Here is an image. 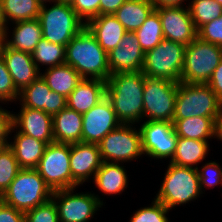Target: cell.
<instances>
[{"label": "cell", "mask_w": 222, "mask_h": 222, "mask_svg": "<svg viewBox=\"0 0 222 222\" xmlns=\"http://www.w3.org/2000/svg\"><path fill=\"white\" fill-rule=\"evenodd\" d=\"M207 84L222 102V61L214 69L212 76Z\"/></svg>", "instance_id": "44"}, {"label": "cell", "mask_w": 222, "mask_h": 222, "mask_svg": "<svg viewBox=\"0 0 222 222\" xmlns=\"http://www.w3.org/2000/svg\"><path fill=\"white\" fill-rule=\"evenodd\" d=\"M178 83L145 76L143 119L173 122Z\"/></svg>", "instance_id": "10"}, {"label": "cell", "mask_w": 222, "mask_h": 222, "mask_svg": "<svg viewBox=\"0 0 222 222\" xmlns=\"http://www.w3.org/2000/svg\"><path fill=\"white\" fill-rule=\"evenodd\" d=\"M70 5L85 23L100 15V0H74Z\"/></svg>", "instance_id": "41"}, {"label": "cell", "mask_w": 222, "mask_h": 222, "mask_svg": "<svg viewBox=\"0 0 222 222\" xmlns=\"http://www.w3.org/2000/svg\"><path fill=\"white\" fill-rule=\"evenodd\" d=\"M209 146V141L194 140L178 136L175 154L169 162L178 166L198 169L197 164L202 162L209 154Z\"/></svg>", "instance_id": "28"}, {"label": "cell", "mask_w": 222, "mask_h": 222, "mask_svg": "<svg viewBox=\"0 0 222 222\" xmlns=\"http://www.w3.org/2000/svg\"><path fill=\"white\" fill-rule=\"evenodd\" d=\"M217 1L220 5H222V0H215Z\"/></svg>", "instance_id": "52"}, {"label": "cell", "mask_w": 222, "mask_h": 222, "mask_svg": "<svg viewBox=\"0 0 222 222\" xmlns=\"http://www.w3.org/2000/svg\"><path fill=\"white\" fill-rule=\"evenodd\" d=\"M20 112L12 113L13 128L22 134L41 140L46 144L54 142L52 116L43 110L21 106Z\"/></svg>", "instance_id": "18"}, {"label": "cell", "mask_w": 222, "mask_h": 222, "mask_svg": "<svg viewBox=\"0 0 222 222\" xmlns=\"http://www.w3.org/2000/svg\"><path fill=\"white\" fill-rule=\"evenodd\" d=\"M25 222H59L58 209L54 200L51 198L25 212Z\"/></svg>", "instance_id": "37"}, {"label": "cell", "mask_w": 222, "mask_h": 222, "mask_svg": "<svg viewBox=\"0 0 222 222\" xmlns=\"http://www.w3.org/2000/svg\"><path fill=\"white\" fill-rule=\"evenodd\" d=\"M82 120V142L94 144H98L110 131L121 124L106 96L83 114Z\"/></svg>", "instance_id": "15"}, {"label": "cell", "mask_w": 222, "mask_h": 222, "mask_svg": "<svg viewBox=\"0 0 222 222\" xmlns=\"http://www.w3.org/2000/svg\"><path fill=\"white\" fill-rule=\"evenodd\" d=\"M197 37L202 41L222 47V15L201 26L197 30Z\"/></svg>", "instance_id": "40"}, {"label": "cell", "mask_w": 222, "mask_h": 222, "mask_svg": "<svg viewBox=\"0 0 222 222\" xmlns=\"http://www.w3.org/2000/svg\"><path fill=\"white\" fill-rule=\"evenodd\" d=\"M38 20L43 39L62 46H66L86 27V23L67 3L54 2L50 8L42 5Z\"/></svg>", "instance_id": "5"}, {"label": "cell", "mask_w": 222, "mask_h": 222, "mask_svg": "<svg viewBox=\"0 0 222 222\" xmlns=\"http://www.w3.org/2000/svg\"><path fill=\"white\" fill-rule=\"evenodd\" d=\"M143 72H117L106 81V97L121 124L141 123L143 118Z\"/></svg>", "instance_id": "1"}, {"label": "cell", "mask_w": 222, "mask_h": 222, "mask_svg": "<svg viewBox=\"0 0 222 222\" xmlns=\"http://www.w3.org/2000/svg\"><path fill=\"white\" fill-rule=\"evenodd\" d=\"M3 45H4V33L0 30V58Z\"/></svg>", "instance_id": "49"}, {"label": "cell", "mask_w": 222, "mask_h": 222, "mask_svg": "<svg viewBox=\"0 0 222 222\" xmlns=\"http://www.w3.org/2000/svg\"><path fill=\"white\" fill-rule=\"evenodd\" d=\"M18 101L21 106L43 110L51 116L67 106V98L52 91L41 76L20 91Z\"/></svg>", "instance_id": "16"}, {"label": "cell", "mask_w": 222, "mask_h": 222, "mask_svg": "<svg viewBox=\"0 0 222 222\" xmlns=\"http://www.w3.org/2000/svg\"><path fill=\"white\" fill-rule=\"evenodd\" d=\"M65 63L83 78L107 81L111 75L108 53L86 27L66 45Z\"/></svg>", "instance_id": "2"}, {"label": "cell", "mask_w": 222, "mask_h": 222, "mask_svg": "<svg viewBox=\"0 0 222 222\" xmlns=\"http://www.w3.org/2000/svg\"><path fill=\"white\" fill-rule=\"evenodd\" d=\"M86 28L107 53L120 45L127 32L113 14L93 17L86 22Z\"/></svg>", "instance_id": "21"}, {"label": "cell", "mask_w": 222, "mask_h": 222, "mask_svg": "<svg viewBox=\"0 0 222 222\" xmlns=\"http://www.w3.org/2000/svg\"><path fill=\"white\" fill-rule=\"evenodd\" d=\"M134 33L144 53L155 48L164 39L158 12L154 9Z\"/></svg>", "instance_id": "32"}, {"label": "cell", "mask_w": 222, "mask_h": 222, "mask_svg": "<svg viewBox=\"0 0 222 222\" xmlns=\"http://www.w3.org/2000/svg\"><path fill=\"white\" fill-rule=\"evenodd\" d=\"M0 222H25V213L0 200Z\"/></svg>", "instance_id": "43"}, {"label": "cell", "mask_w": 222, "mask_h": 222, "mask_svg": "<svg viewBox=\"0 0 222 222\" xmlns=\"http://www.w3.org/2000/svg\"><path fill=\"white\" fill-rule=\"evenodd\" d=\"M155 10L160 16L164 39L188 46L196 37L188 6H159Z\"/></svg>", "instance_id": "14"}, {"label": "cell", "mask_w": 222, "mask_h": 222, "mask_svg": "<svg viewBox=\"0 0 222 222\" xmlns=\"http://www.w3.org/2000/svg\"><path fill=\"white\" fill-rule=\"evenodd\" d=\"M174 131L179 137L208 141L214 139L215 119L211 117H190L173 119Z\"/></svg>", "instance_id": "30"}, {"label": "cell", "mask_w": 222, "mask_h": 222, "mask_svg": "<svg viewBox=\"0 0 222 222\" xmlns=\"http://www.w3.org/2000/svg\"><path fill=\"white\" fill-rule=\"evenodd\" d=\"M75 189H60L52 193L59 222H89L103 206L99 195L91 192L75 193Z\"/></svg>", "instance_id": "12"}, {"label": "cell", "mask_w": 222, "mask_h": 222, "mask_svg": "<svg viewBox=\"0 0 222 222\" xmlns=\"http://www.w3.org/2000/svg\"><path fill=\"white\" fill-rule=\"evenodd\" d=\"M221 61L222 47L196 37L186 46L181 82L207 84Z\"/></svg>", "instance_id": "8"}, {"label": "cell", "mask_w": 222, "mask_h": 222, "mask_svg": "<svg viewBox=\"0 0 222 222\" xmlns=\"http://www.w3.org/2000/svg\"><path fill=\"white\" fill-rule=\"evenodd\" d=\"M2 6L6 25H8L38 19L42 5L37 0H2Z\"/></svg>", "instance_id": "31"}, {"label": "cell", "mask_w": 222, "mask_h": 222, "mask_svg": "<svg viewBox=\"0 0 222 222\" xmlns=\"http://www.w3.org/2000/svg\"><path fill=\"white\" fill-rule=\"evenodd\" d=\"M205 163L206 164H204V166L202 165L201 169L200 167L197 169L202 194H204V188H214L218 184L222 186V168L219 163L215 161Z\"/></svg>", "instance_id": "38"}, {"label": "cell", "mask_w": 222, "mask_h": 222, "mask_svg": "<svg viewBox=\"0 0 222 222\" xmlns=\"http://www.w3.org/2000/svg\"><path fill=\"white\" fill-rule=\"evenodd\" d=\"M169 212V209L154 198L150 206L135 211L129 222H170L166 216Z\"/></svg>", "instance_id": "36"}, {"label": "cell", "mask_w": 222, "mask_h": 222, "mask_svg": "<svg viewBox=\"0 0 222 222\" xmlns=\"http://www.w3.org/2000/svg\"><path fill=\"white\" fill-rule=\"evenodd\" d=\"M13 32L10 33L9 27L6 26L4 31V43L12 49L32 53L38 42L43 38L41 24L38 19L15 22Z\"/></svg>", "instance_id": "23"}, {"label": "cell", "mask_w": 222, "mask_h": 222, "mask_svg": "<svg viewBox=\"0 0 222 222\" xmlns=\"http://www.w3.org/2000/svg\"><path fill=\"white\" fill-rule=\"evenodd\" d=\"M40 76L52 91L66 98L83 79L72 66L66 63L46 68L44 73L40 72Z\"/></svg>", "instance_id": "27"}, {"label": "cell", "mask_w": 222, "mask_h": 222, "mask_svg": "<svg viewBox=\"0 0 222 222\" xmlns=\"http://www.w3.org/2000/svg\"><path fill=\"white\" fill-rule=\"evenodd\" d=\"M32 59L40 71V64L47 68L58 66L65 63L66 46L51 43L48 40L41 39L36 48L31 53Z\"/></svg>", "instance_id": "33"}, {"label": "cell", "mask_w": 222, "mask_h": 222, "mask_svg": "<svg viewBox=\"0 0 222 222\" xmlns=\"http://www.w3.org/2000/svg\"><path fill=\"white\" fill-rule=\"evenodd\" d=\"M1 57L19 91L40 76L41 71L38 70L31 53L9 48L4 43Z\"/></svg>", "instance_id": "20"}, {"label": "cell", "mask_w": 222, "mask_h": 222, "mask_svg": "<svg viewBox=\"0 0 222 222\" xmlns=\"http://www.w3.org/2000/svg\"><path fill=\"white\" fill-rule=\"evenodd\" d=\"M142 151L151 159L171 161L177 147V134L173 123L167 121H144L140 124Z\"/></svg>", "instance_id": "13"}, {"label": "cell", "mask_w": 222, "mask_h": 222, "mask_svg": "<svg viewBox=\"0 0 222 222\" xmlns=\"http://www.w3.org/2000/svg\"><path fill=\"white\" fill-rule=\"evenodd\" d=\"M127 0H100V15L114 14Z\"/></svg>", "instance_id": "45"}, {"label": "cell", "mask_w": 222, "mask_h": 222, "mask_svg": "<svg viewBox=\"0 0 222 222\" xmlns=\"http://www.w3.org/2000/svg\"><path fill=\"white\" fill-rule=\"evenodd\" d=\"M185 49L181 43L163 39L145 53L141 72L149 78L181 82Z\"/></svg>", "instance_id": "7"}, {"label": "cell", "mask_w": 222, "mask_h": 222, "mask_svg": "<svg viewBox=\"0 0 222 222\" xmlns=\"http://www.w3.org/2000/svg\"><path fill=\"white\" fill-rule=\"evenodd\" d=\"M154 4L155 7H159V6H182L185 4L184 1L187 0H151ZM183 2V3H182Z\"/></svg>", "instance_id": "46"}, {"label": "cell", "mask_w": 222, "mask_h": 222, "mask_svg": "<svg viewBox=\"0 0 222 222\" xmlns=\"http://www.w3.org/2000/svg\"><path fill=\"white\" fill-rule=\"evenodd\" d=\"M98 146L103 162L125 163L143 156L141 132L133 124H120Z\"/></svg>", "instance_id": "11"}, {"label": "cell", "mask_w": 222, "mask_h": 222, "mask_svg": "<svg viewBox=\"0 0 222 222\" xmlns=\"http://www.w3.org/2000/svg\"><path fill=\"white\" fill-rule=\"evenodd\" d=\"M160 190L155 199L167 209L195 201L201 196L199 174L196 168L168 164ZM200 195V196H199Z\"/></svg>", "instance_id": "4"}, {"label": "cell", "mask_w": 222, "mask_h": 222, "mask_svg": "<svg viewBox=\"0 0 222 222\" xmlns=\"http://www.w3.org/2000/svg\"><path fill=\"white\" fill-rule=\"evenodd\" d=\"M214 138L222 141V112L215 119Z\"/></svg>", "instance_id": "47"}, {"label": "cell", "mask_w": 222, "mask_h": 222, "mask_svg": "<svg viewBox=\"0 0 222 222\" xmlns=\"http://www.w3.org/2000/svg\"><path fill=\"white\" fill-rule=\"evenodd\" d=\"M106 96V81L83 78L67 97V107L85 114Z\"/></svg>", "instance_id": "22"}, {"label": "cell", "mask_w": 222, "mask_h": 222, "mask_svg": "<svg viewBox=\"0 0 222 222\" xmlns=\"http://www.w3.org/2000/svg\"><path fill=\"white\" fill-rule=\"evenodd\" d=\"M122 163L103 162L96 171L93 182L104 195H119L128 187L127 171Z\"/></svg>", "instance_id": "26"}, {"label": "cell", "mask_w": 222, "mask_h": 222, "mask_svg": "<svg viewBox=\"0 0 222 222\" xmlns=\"http://www.w3.org/2000/svg\"><path fill=\"white\" fill-rule=\"evenodd\" d=\"M41 5H45L47 2L54 3L57 2V0H37Z\"/></svg>", "instance_id": "50"}, {"label": "cell", "mask_w": 222, "mask_h": 222, "mask_svg": "<svg viewBox=\"0 0 222 222\" xmlns=\"http://www.w3.org/2000/svg\"><path fill=\"white\" fill-rule=\"evenodd\" d=\"M222 112V102L208 84L178 83L173 119L211 117L216 119Z\"/></svg>", "instance_id": "6"}, {"label": "cell", "mask_w": 222, "mask_h": 222, "mask_svg": "<svg viewBox=\"0 0 222 222\" xmlns=\"http://www.w3.org/2000/svg\"><path fill=\"white\" fill-rule=\"evenodd\" d=\"M35 169L52 191L80 186L71 175L70 144H47Z\"/></svg>", "instance_id": "9"}, {"label": "cell", "mask_w": 222, "mask_h": 222, "mask_svg": "<svg viewBox=\"0 0 222 222\" xmlns=\"http://www.w3.org/2000/svg\"><path fill=\"white\" fill-rule=\"evenodd\" d=\"M145 53L137 35L126 32L120 45L108 53V64L111 74L117 72H141Z\"/></svg>", "instance_id": "17"}, {"label": "cell", "mask_w": 222, "mask_h": 222, "mask_svg": "<svg viewBox=\"0 0 222 222\" xmlns=\"http://www.w3.org/2000/svg\"><path fill=\"white\" fill-rule=\"evenodd\" d=\"M102 163L98 144L85 142L70 144L71 175L80 186L94 178Z\"/></svg>", "instance_id": "19"}, {"label": "cell", "mask_w": 222, "mask_h": 222, "mask_svg": "<svg viewBox=\"0 0 222 222\" xmlns=\"http://www.w3.org/2000/svg\"><path fill=\"white\" fill-rule=\"evenodd\" d=\"M52 123L54 142L64 144L82 142V114L66 106L52 116Z\"/></svg>", "instance_id": "24"}, {"label": "cell", "mask_w": 222, "mask_h": 222, "mask_svg": "<svg viewBox=\"0 0 222 222\" xmlns=\"http://www.w3.org/2000/svg\"><path fill=\"white\" fill-rule=\"evenodd\" d=\"M20 91L16 88L13 79L2 57L0 58V103L18 101ZM5 102V103H4Z\"/></svg>", "instance_id": "39"}, {"label": "cell", "mask_w": 222, "mask_h": 222, "mask_svg": "<svg viewBox=\"0 0 222 222\" xmlns=\"http://www.w3.org/2000/svg\"><path fill=\"white\" fill-rule=\"evenodd\" d=\"M6 20L3 14L2 0H0V30L4 33L6 29Z\"/></svg>", "instance_id": "48"}, {"label": "cell", "mask_w": 222, "mask_h": 222, "mask_svg": "<svg viewBox=\"0 0 222 222\" xmlns=\"http://www.w3.org/2000/svg\"><path fill=\"white\" fill-rule=\"evenodd\" d=\"M154 9L151 0H127L113 15L126 31L135 32Z\"/></svg>", "instance_id": "29"}, {"label": "cell", "mask_w": 222, "mask_h": 222, "mask_svg": "<svg viewBox=\"0 0 222 222\" xmlns=\"http://www.w3.org/2000/svg\"><path fill=\"white\" fill-rule=\"evenodd\" d=\"M188 8L196 30L222 15V5L215 0H191Z\"/></svg>", "instance_id": "34"}, {"label": "cell", "mask_w": 222, "mask_h": 222, "mask_svg": "<svg viewBox=\"0 0 222 222\" xmlns=\"http://www.w3.org/2000/svg\"><path fill=\"white\" fill-rule=\"evenodd\" d=\"M74 0H57V2L59 3H67V4H71Z\"/></svg>", "instance_id": "51"}, {"label": "cell", "mask_w": 222, "mask_h": 222, "mask_svg": "<svg viewBox=\"0 0 222 222\" xmlns=\"http://www.w3.org/2000/svg\"><path fill=\"white\" fill-rule=\"evenodd\" d=\"M14 131L13 142L9 141L8 146L12 149L19 167L26 169L36 168L47 144L41 140L22 134L13 127L11 129V136Z\"/></svg>", "instance_id": "25"}, {"label": "cell", "mask_w": 222, "mask_h": 222, "mask_svg": "<svg viewBox=\"0 0 222 222\" xmlns=\"http://www.w3.org/2000/svg\"><path fill=\"white\" fill-rule=\"evenodd\" d=\"M21 168L12 149L7 145L0 148V196L9 187Z\"/></svg>", "instance_id": "35"}, {"label": "cell", "mask_w": 222, "mask_h": 222, "mask_svg": "<svg viewBox=\"0 0 222 222\" xmlns=\"http://www.w3.org/2000/svg\"><path fill=\"white\" fill-rule=\"evenodd\" d=\"M52 193L35 168H21L0 200L25 213L49 201Z\"/></svg>", "instance_id": "3"}, {"label": "cell", "mask_w": 222, "mask_h": 222, "mask_svg": "<svg viewBox=\"0 0 222 222\" xmlns=\"http://www.w3.org/2000/svg\"><path fill=\"white\" fill-rule=\"evenodd\" d=\"M12 127V112L0 106V147L8 145L11 140L9 136H11Z\"/></svg>", "instance_id": "42"}]
</instances>
